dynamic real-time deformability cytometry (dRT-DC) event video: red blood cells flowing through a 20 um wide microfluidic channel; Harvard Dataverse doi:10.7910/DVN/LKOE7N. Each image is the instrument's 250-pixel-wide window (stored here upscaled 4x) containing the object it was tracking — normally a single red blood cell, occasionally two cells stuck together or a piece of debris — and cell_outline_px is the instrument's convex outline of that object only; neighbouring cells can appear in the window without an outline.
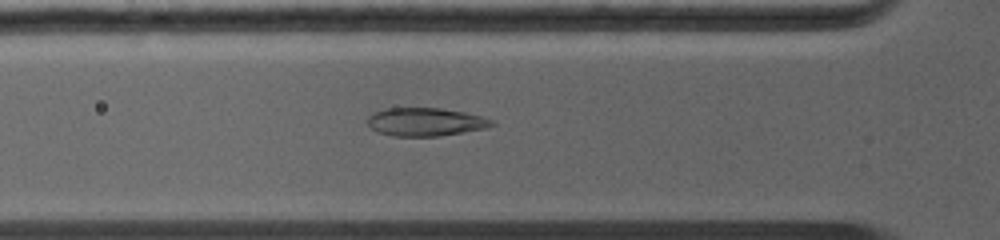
{"species": "common noctule bat (a hibernating species)", "species_latin": "Nyctalus noctula", "temperature_condition": "warm", "stored_images_in_passage": 24, "camera_frame_rate_fps": 5000, "um_per_image_px": 0.085, "animal": {"sex": "female", "body_mass_g": 19.0, "forearm_length_mm": 56.7}, "frame": {"image": 1, "passage_image": 8, "time_ms": 2.8, "image_size_px": [1000, 240], "cell_outline_px": [[496, 124], [484, 128], [436, 136], [392, 136], [380, 132], [372, 128], [368, 124], [368, 116], [372, 112], [384, 108], [440, 108], [464, 112], [480, 116]], "centroid_in_image_um": [36.09, 10.35], "position_along_channel_um": 89.7, "area_um2": 20.06}}
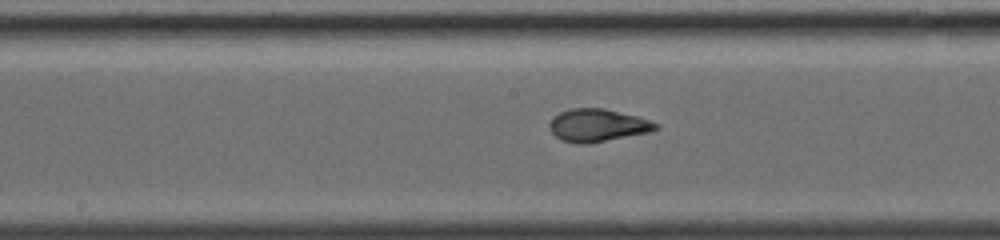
{"frame": {"image": 2, "passage_image": 15, "time_ms": 5.2, "image_size_px": [1000, 240], "cell_outline_px": [[660, 128], [648, 132], [604, 140], [564, 140], [556, 136], [548, 128], [548, 124], [560, 112], [572, 108], [604, 108], [640, 116], [660, 124]], "centroid_in_image_um": [50.87, 10.58], "position_along_channel_um": 197.3, "area_um2": 19.36}}
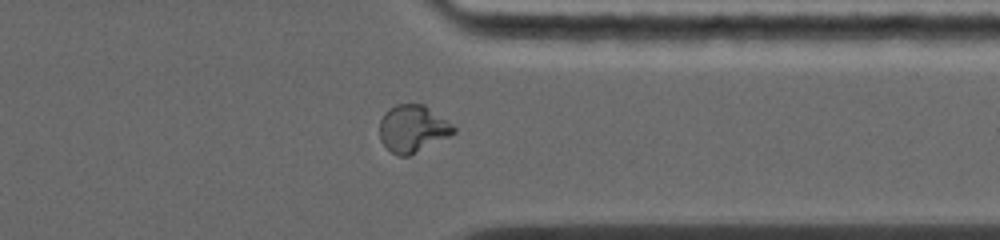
{"frame": {"image": 3, "passage_image": 22, "time_ms": 9.2, "image_size_px": [1000, 240], "cell_outline_px": [[456, 132], [408, 156], [400, 156], [392, 152], [380, 140], [380, 120], [384, 112], [388, 108], [396, 104], [424, 104], [452, 124], [456, 128]], "centroid_in_image_um": [35.06, 10.91], "position_along_channel_um": 376.3, "area_um2": 20.11}}